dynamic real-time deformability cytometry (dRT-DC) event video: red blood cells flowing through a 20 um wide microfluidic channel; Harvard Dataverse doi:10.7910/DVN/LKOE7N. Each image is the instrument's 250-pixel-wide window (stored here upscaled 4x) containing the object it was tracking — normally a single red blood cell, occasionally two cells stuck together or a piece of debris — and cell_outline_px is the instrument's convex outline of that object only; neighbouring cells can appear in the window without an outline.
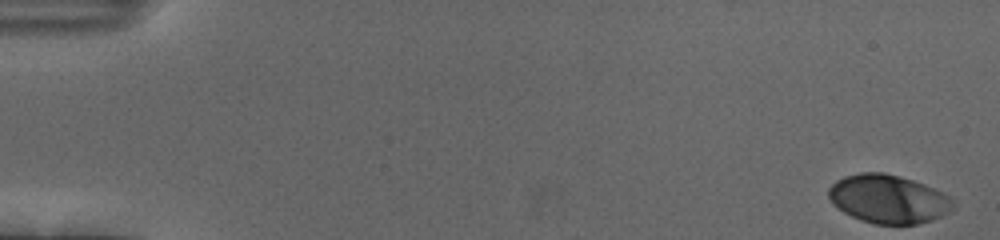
{"species": "human", "species_latin": "Homo sapiens", "temperature_condition": "cold", "stored_images_in_passage": 55, "camera_frame_rate_fps": 3000, "um_per_image_px": 0.085, "donor": {"sex": "female"}, "frame": {"image": 1, "passage_image": 1, "time_ms": 0.0, "image_size_px": [1000, 240], "cell_outline_px": [[956, 204], [948, 212], [932, 220], [916, 224], [872, 224], [860, 220], [844, 212], [832, 204], [828, 196], [828, 188], [836, 180], [844, 176], [860, 172], [884, 172], [912, 180], [924, 184], [948, 196]], "centroid_in_image_um": [75.46, 16.91], "position_along_channel_um": 9.5, "area_um2": 35.14}}
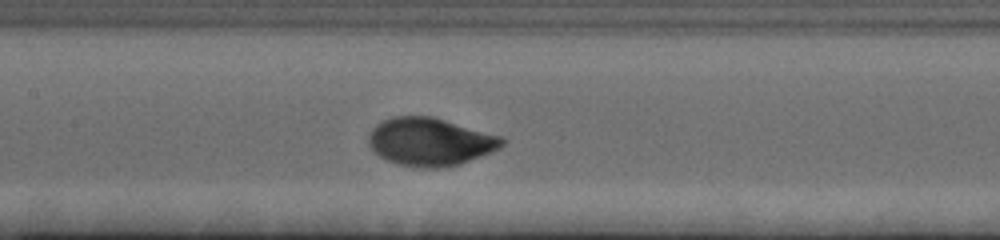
{"frame": {"image": 2, "passage_image": 27, "time_ms": 8.667, "image_size_px": [1000, 240], "cell_outline_px": [[504, 144], [500, 148], [460, 164], [440, 168], [420, 168], [396, 164], [384, 160], [368, 144], [368, 136], [372, 128], [376, 124], [392, 116], [432, 116], [504, 136]], "centroid_in_image_um": [36.56, 12.05], "position_along_channel_um": 170.8, "area_um2": 37.57}}
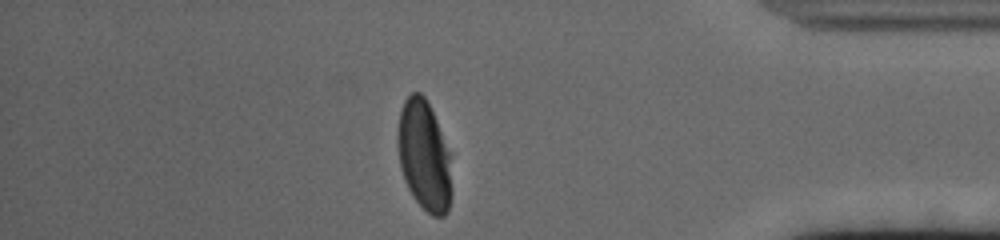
{"frame": {"image": 3, "passage_image": 48, "time_ms": 15.667, "image_size_px": [1000, 240], "cell_outline_px": [[452, 196], [448, 212], [444, 216], [432, 216], [412, 196], [404, 180], [400, 168], [396, 144], [396, 136], [400, 108], [404, 100], [412, 92], [420, 92], [424, 96], [436, 120], [448, 152], [452, 192]], "centroid_in_image_um": [36.01, 13.24], "position_along_channel_um": 399.2, "area_um2": 34.74}, "authors_computed_cell_mechanics": {"area_um2": 35.6048, "velocity_mm_per_s": 3.6777, "shape_relaxation_time_tau1_ms": 2.9114, "shape_relaxation_time_tau2_ms": null, "deformation_change_tau1": 0.1643, "deformation_change_tau2": null}}